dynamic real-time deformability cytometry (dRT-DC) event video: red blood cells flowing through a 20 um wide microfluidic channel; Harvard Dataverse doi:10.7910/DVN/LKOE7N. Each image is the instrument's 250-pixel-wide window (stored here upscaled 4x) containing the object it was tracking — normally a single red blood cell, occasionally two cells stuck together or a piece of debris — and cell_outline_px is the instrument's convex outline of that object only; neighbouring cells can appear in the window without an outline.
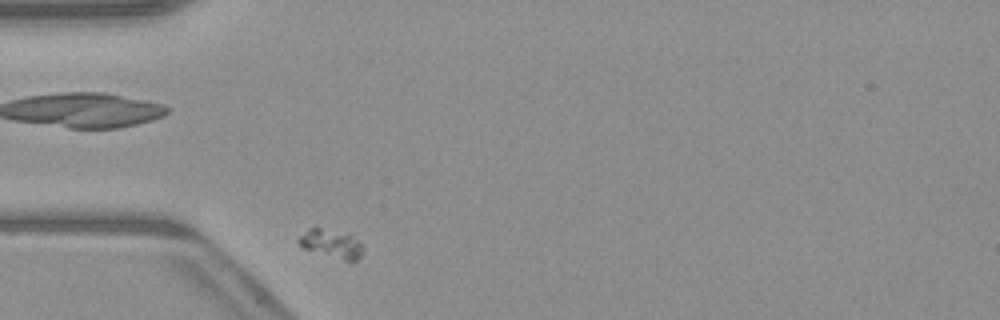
{"species": "common noctule bat (a hibernating species)", "species_latin": "Nyctalus noctula", "temperature_condition": "warm", "stored_images_in_passage": 1, "camera_frame_rate_fps": 3000, "um_per_image_px": 0.085, "animal": {"sex": "male", "body_mass_g": 23.1, "forearm_length_mm": 52.7}, "frame": {"image": 1, "passage_image": 1, "time_ms": 0.0, "image_size_px": [1000, 320], "cell_outline_px": [[364, 248], [360, 256], [352, 264], [304, 248], [296, 240], [308, 228], [320, 228], [352, 236]], "centroid_in_image_um": [28.17, 20.77], "position_along_channel_um": 56.8, "area_um2": 10.52}}